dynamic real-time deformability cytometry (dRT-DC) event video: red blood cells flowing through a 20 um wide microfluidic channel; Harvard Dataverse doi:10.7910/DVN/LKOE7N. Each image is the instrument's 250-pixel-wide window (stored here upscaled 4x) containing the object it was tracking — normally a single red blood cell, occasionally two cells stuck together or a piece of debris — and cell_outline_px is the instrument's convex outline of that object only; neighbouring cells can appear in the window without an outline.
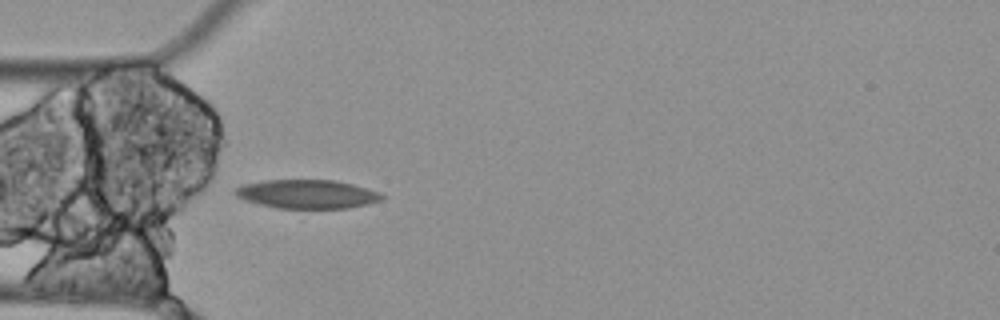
{"species": "Egyptian fruit bat (a non-hibernating species)", "species_latin": "Rousettus aegyptiacus", "temperature_condition": "cold", "stored_images_in_passage": 5, "camera_frame_rate_fps": 3000, "um_per_image_px": 0.085, "animal": {"sex": "female"}, "frame": {"image": 1, "passage_image": 5, "time_ms": 1.333, "image_size_px": [1000, 320], "cell_outline_px": [[384, 200], [368, 204], [348, 208], [280, 208], [260, 204], [244, 200], [236, 196], [232, 192], [232, 188], [240, 184], [264, 180], [332, 180], [352, 184], [380, 192], [384, 196]], "centroid_in_image_um": [26.06, 16.49], "position_along_channel_um": 58.9, "area_um2": 24.8}}